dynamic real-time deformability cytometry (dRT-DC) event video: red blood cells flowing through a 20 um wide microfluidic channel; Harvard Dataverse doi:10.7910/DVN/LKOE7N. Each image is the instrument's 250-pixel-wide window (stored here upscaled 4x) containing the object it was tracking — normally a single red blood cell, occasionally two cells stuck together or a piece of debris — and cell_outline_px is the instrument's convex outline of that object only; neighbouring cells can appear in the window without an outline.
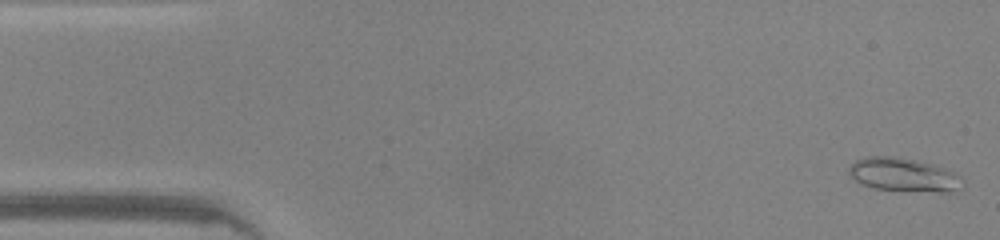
{"species": "common noctule bat (a hibernating species)", "species_latin": "Nyctalus noctula", "temperature_condition": "warm", "stored_images_in_passage": 46, "camera_frame_rate_fps": 3000, "um_per_image_px": 0.085, "animal": {"sex": "male", "body_mass_g": 20.0, "forearm_length_mm": 53.3}, "frame": {"image": 1, "passage_image": 1, "time_ms": 0.0, "image_size_px": [1000, 240], "cell_outline_px": [[964, 188], [952, 192], [940, 192], [872, 188], [856, 180], [848, 172], [848, 168], [856, 160], [868, 156], [888, 156], [916, 160], [932, 164], [944, 168], [960, 176]], "centroid_in_image_um": [76.84, 14.86], "position_along_channel_um": 8.2, "area_um2": 21.96}}
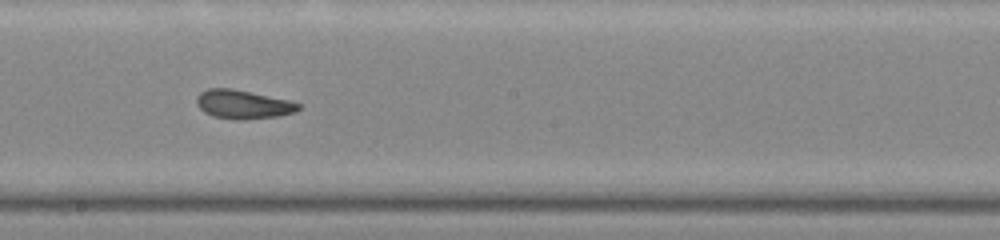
{"frame": {"image": 2, "passage_image": 25, "time_ms": 8.0, "image_size_px": [1000, 240], "cell_outline_px": [[300, 108], [296, 112], [276, 116], [236, 120], [212, 116], [204, 112], [196, 104], [196, 96], [200, 92], [208, 88], [232, 88], [288, 100], [300, 104]], "centroid_in_image_um": [20.61, 8.86], "position_along_channel_um": 227.6, "area_um2": 16.99}}
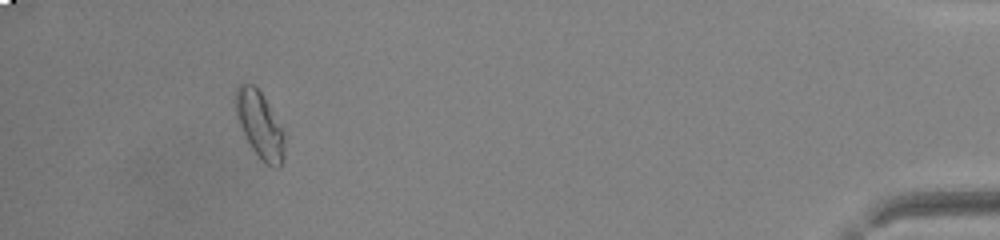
{"frame": {"image": 3, "passage_image": 43, "time_ms": 14.0, "image_size_px": [1000, 240], "cell_outline_px": [[284, 160], [280, 168], [272, 168], [264, 164], [260, 160], [244, 136], [236, 116], [232, 100], [236, 88], [240, 84], [252, 84], [260, 92], [280, 128], [284, 144]], "centroid_in_image_um": [22.01, 10.66], "position_along_channel_um": 413.2, "area_um2": 18.84}, "authors_computed_cell_mechanics": {"area_um2": 17.7735, "velocity_mm_per_s": 4.2737, "shape_relaxation_time_tau1_ms": 5.9842, "shape_relaxation_time_tau2_ms": 1.6756, "deformation_change_tau1": 0.1839, "deformation_change_tau2": 0.0893}}